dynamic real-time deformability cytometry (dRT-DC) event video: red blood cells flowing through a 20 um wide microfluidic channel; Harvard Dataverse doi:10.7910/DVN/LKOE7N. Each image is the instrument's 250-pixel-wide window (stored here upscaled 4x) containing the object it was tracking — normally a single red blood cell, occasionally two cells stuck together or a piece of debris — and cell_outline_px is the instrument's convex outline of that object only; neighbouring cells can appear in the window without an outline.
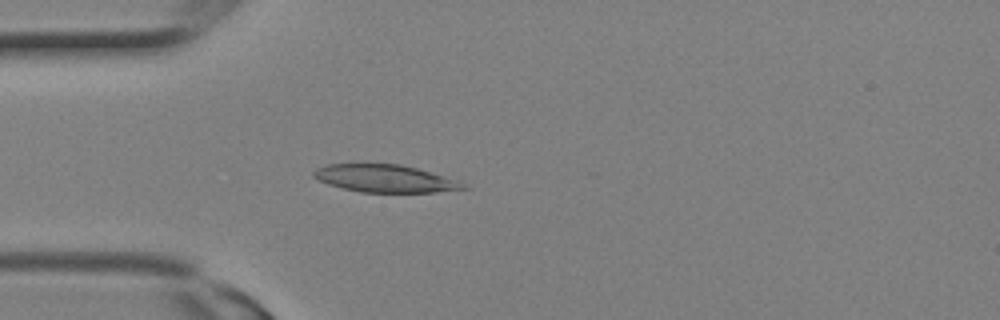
{"species": "Egyptian fruit bat (a non-hibernating species)", "species_latin": "Rousettus aegyptiacus", "temperature_condition": "room temperature", "stored_images_in_passage": 3, "camera_frame_rate_fps": 3000, "um_per_image_px": 0.085, "animal": {"sex": "female"}, "frame": {"image": 1, "passage_image": 2, "time_ms": 0.333, "image_size_px": [1000, 320], "cell_outline_px": [[468, 188], [436, 192], [360, 192], [328, 184], [312, 176], [312, 172], [316, 168], [328, 164], [356, 160], [400, 164], [416, 168], [460, 180]], "centroid_in_image_um": [32.65, 15.11], "position_along_channel_um": 52.4, "area_um2": 24.91}}